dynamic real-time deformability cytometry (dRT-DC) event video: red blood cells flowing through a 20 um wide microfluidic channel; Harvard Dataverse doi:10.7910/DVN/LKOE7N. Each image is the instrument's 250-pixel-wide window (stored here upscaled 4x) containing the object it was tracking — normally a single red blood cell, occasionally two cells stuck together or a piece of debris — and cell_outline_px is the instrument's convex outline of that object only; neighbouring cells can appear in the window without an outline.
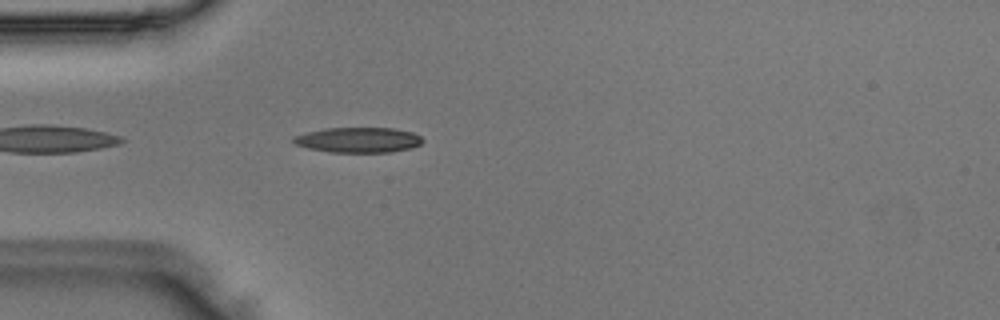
{"species": "Egyptian fruit bat (a non-hibernating species)", "species_latin": "Rousettus aegyptiacus", "temperature_condition": "room temperature", "stored_images_in_passage": 36, "camera_frame_rate_fps": 3000, "um_per_image_px": 0.085, "animal": {"sex": "male"}, "frame": {"image": 1, "passage_image": 1, "time_ms": 0.0, "image_size_px": [1000, 320], "cell_outline_px": [[424, 140], [420, 144], [412, 148], [392, 152], [332, 152], [308, 148], [296, 144], [292, 140], [292, 136], [324, 128], [396, 128], [412, 132], [420, 136]], "centroid_in_image_um": [30.48, 11.89], "position_along_channel_um": 54.5, "area_um2": 19.02}}
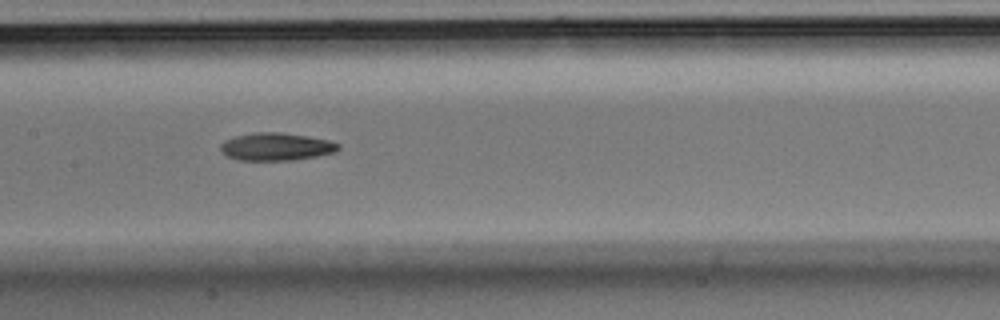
{"frame": {"image": 2, "passage_image": 11, "time_ms": 3.333, "image_size_px": [1000, 320], "cell_outline_px": [[340, 148], [336, 152], [316, 156], [292, 160], [240, 160], [228, 156], [220, 148], [220, 144], [224, 140], [236, 136], [252, 132], [284, 132], [308, 136], [328, 140], [340, 144]], "centroid_in_image_um": [23.49, 12.45], "position_along_channel_um": 183.9, "area_um2": 19.02}}
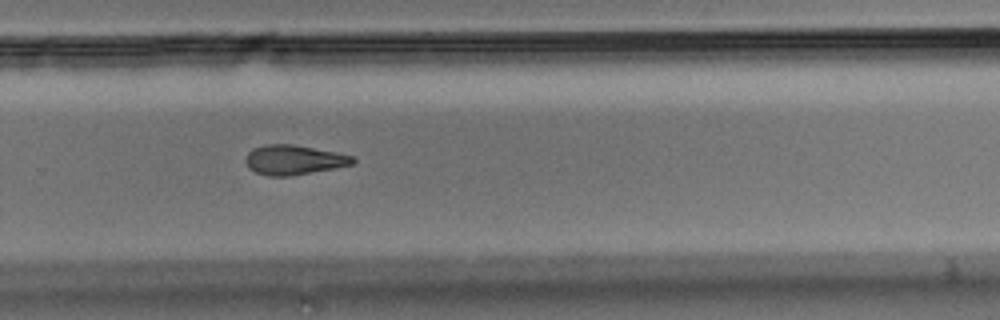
{"frame": {"image": 3, "passage_image": 20, "time_ms": 6.333, "image_size_px": [1000, 320], "cell_outline_px": [[356, 160], [352, 164], [332, 168], [288, 176], [268, 176], [256, 172], [248, 168], [244, 160], [248, 152], [252, 148], [264, 144], [292, 144], [336, 152], [352, 156]], "centroid_in_image_um": [24.91, 13.58], "position_along_channel_um": 304.9, "area_um2": 18.38}}